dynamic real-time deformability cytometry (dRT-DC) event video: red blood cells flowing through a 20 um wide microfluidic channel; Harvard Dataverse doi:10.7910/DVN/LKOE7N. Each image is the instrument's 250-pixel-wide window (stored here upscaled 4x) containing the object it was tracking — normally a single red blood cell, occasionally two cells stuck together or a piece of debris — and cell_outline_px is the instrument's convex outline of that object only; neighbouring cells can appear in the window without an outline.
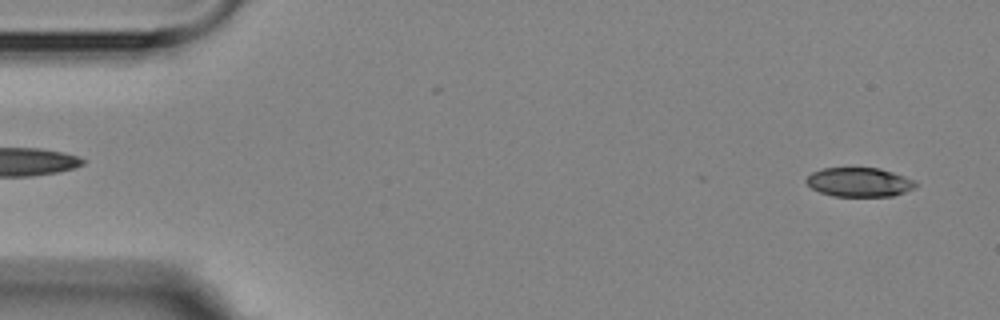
{"species": "Egyptian fruit bat (a non-hibernating species)", "species_latin": "Rousettus aegyptiacus", "temperature_condition": "room temperature", "stored_images_in_passage": 5, "segment_of_instrument_passage": [2, 2], "camera_frame_rate_fps": 3000, "um_per_image_px": 0.085, "animal": {"sex": "female"}, "frame": {"image": 1, "passage_image": 5, "time_ms": 6.0, "image_size_px": [1000, 320], "cell_outline_px": [[916, 188], [892, 196], [832, 196], [820, 192], [812, 188], [804, 180], [812, 172], [824, 168], [880, 168], [916, 180]], "centroid_in_image_um": [73.05, 15.48], "position_along_channel_um": 12.0, "area_um2": 18.55}}